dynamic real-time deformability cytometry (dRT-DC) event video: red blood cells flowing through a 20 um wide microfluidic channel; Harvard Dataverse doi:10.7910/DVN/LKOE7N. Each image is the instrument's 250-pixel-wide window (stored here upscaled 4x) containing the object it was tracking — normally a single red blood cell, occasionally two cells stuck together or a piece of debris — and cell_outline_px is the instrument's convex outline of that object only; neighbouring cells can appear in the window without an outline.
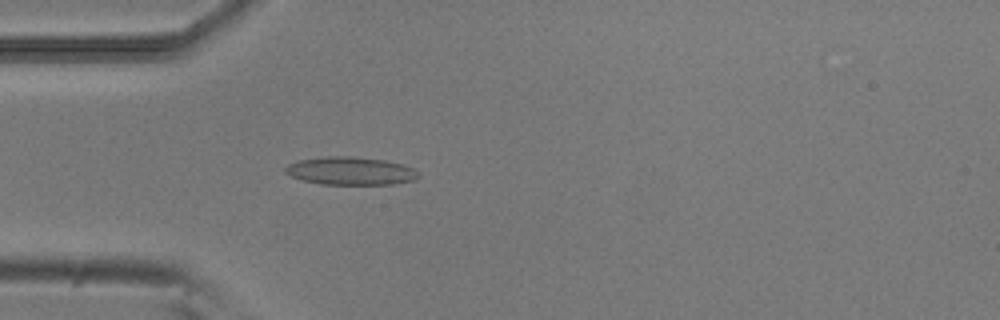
{"species": "common noctule bat (a hibernating species)", "species_latin": "Nyctalus noctula", "temperature_condition": "room temperature", "stored_images_in_passage": 52, "camera_frame_rate_fps": 3000, "um_per_image_px": 0.085, "animal": {"sex": "male", "body_mass_g": 20.5, "forearm_length_mm": 52.5}, "frame": {"image": 1, "passage_image": 14, "time_ms": 4.333, "image_size_px": [1000, 320], "cell_outline_px": [[420, 176], [416, 180], [396, 184], [320, 184], [304, 180], [292, 176], [284, 172], [284, 168], [288, 164], [300, 160], [324, 156], [352, 156], [384, 160], [404, 164], [412, 168]], "centroid_in_image_um": [29.81, 14.53], "position_along_channel_um": 55.2, "area_um2": 21.73}}
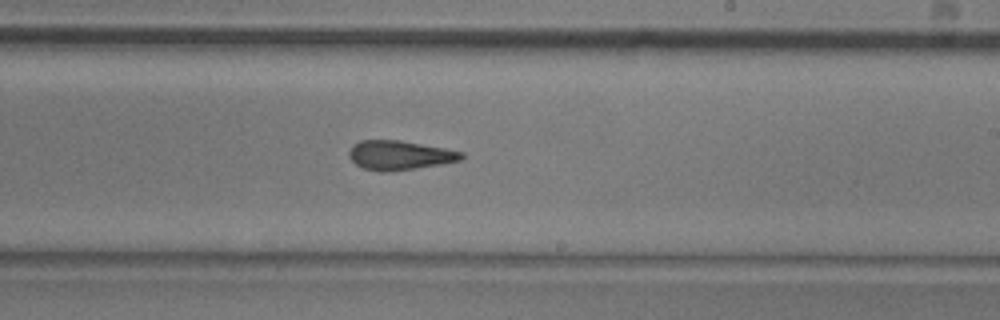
{"frame": {"image": 2, "passage_image": 30, "time_ms": 9.667, "image_size_px": [1000, 320], "cell_outline_px": [[464, 156], [460, 160], [440, 164], [416, 168], [384, 172], [380, 172], [364, 168], [356, 164], [348, 156], [348, 152], [360, 140], [400, 140], [444, 148], [464, 152]], "centroid_in_image_um": [33.97, 13.19], "position_along_channel_um": 255.0, "area_um2": 18.96}}
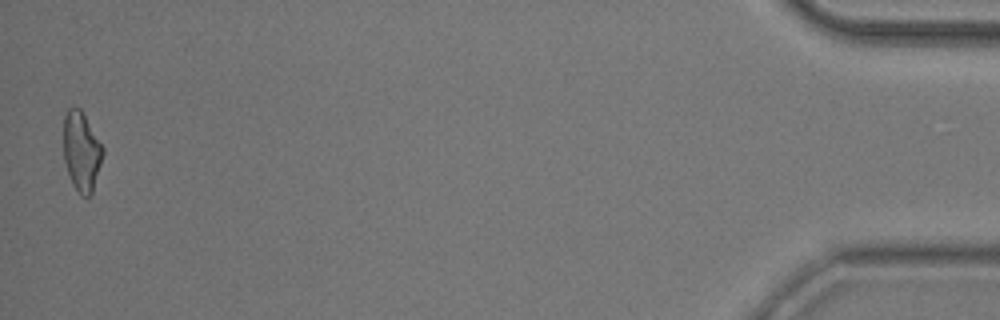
{"frame": {"image": 3, "passage_image": 51, "time_ms": 16.667, "image_size_px": [1000, 320], "cell_outline_px": [[104, 152], [92, 192], [88, 196], [80, 196], [72, 184], [64, 160], [64, 116], [68, 108], [80, 108], [104, 148]], "centroid_in_image_um": [6.92, 12.88], "position_along_channel_um": 428.3, "area_um2": 17.98}, "authors_computed_cell_mechanics": {"area_um2": 19.2763, "velocity_mm_per_s": 3.8172, "shape_relaxation_time_tau1_ms": 9.6959, "shape_relaxation_time_tau2_ms": 2.585, "deformation_change_tau1": 0.2203, "deformation_change_tau2": 0.1166}}